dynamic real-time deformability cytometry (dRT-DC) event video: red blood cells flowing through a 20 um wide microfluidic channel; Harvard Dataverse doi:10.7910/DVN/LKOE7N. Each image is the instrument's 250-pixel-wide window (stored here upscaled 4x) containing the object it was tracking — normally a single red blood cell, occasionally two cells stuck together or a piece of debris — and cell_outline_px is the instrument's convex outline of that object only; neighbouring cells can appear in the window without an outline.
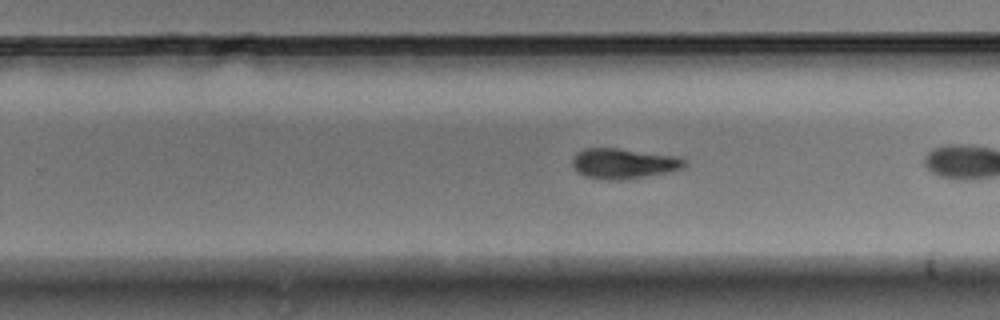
{"species": "Egyptian fruit bat (a non-hibernating species)", "species_latin": "Rousettus aegyptiacus", "temperature_condition": "warm", "stored_images_in_passage": 20, "segment_of_instrument_passage": [2, 2], "camera_frame_rate_fps": 3000, "um_per_image_px": 0.085, "animal": {"sex": "male"}, "frame": {"image": 1, "passage_image": 17, "time_ms": 5.333, "image_size_px": [1000, 320], "cell_outline_px": [[688, 164], [684, 168], [664, 172], [620, 180], [608, 180], [584, 176], [576, 172], [572, 164], [572, 156], [576, 152], [584, 148], [620, 148], [680, 156], [688, 160]], "centroid_in_image_um": [53.0, 13.87], "position_along_channel_um": 276.8, "area_um2": 20.06}}